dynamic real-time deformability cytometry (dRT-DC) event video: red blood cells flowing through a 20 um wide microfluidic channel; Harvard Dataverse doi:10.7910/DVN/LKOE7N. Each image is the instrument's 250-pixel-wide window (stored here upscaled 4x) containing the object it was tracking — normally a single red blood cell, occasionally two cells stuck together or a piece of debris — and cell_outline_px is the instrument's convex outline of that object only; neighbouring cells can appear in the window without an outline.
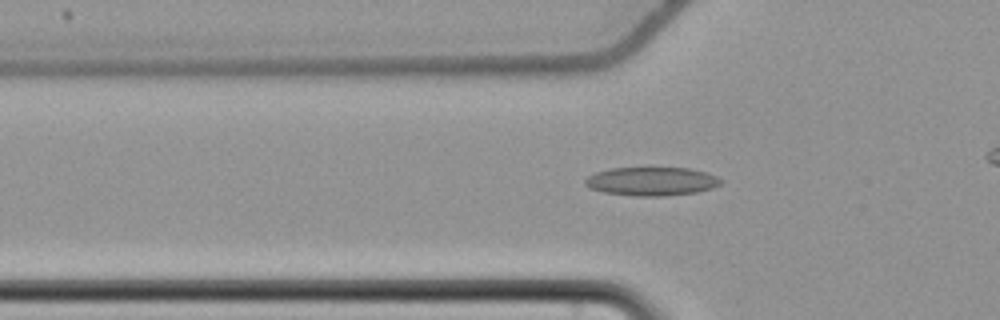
{"species": "common noctule bat (a hibernating species)", "species_latin": "Nyctalus noctula", "temperature_condition": "cold", "stored_images_in_passage": 49, "camera_frame_rate_fps": 3000, "um_per_image_px": 0.085, "animal": {"sex": "female", "body_mass_g": 22.7, "forearm_length_mm": 54.2}, "frame": {"image": 1, "passage_image": 19, "time_ms": 6.0, "image_size_px": [1000, 320], "cell_outline_px": [[724, 180], [720, 184], [712, 188], [696, 192], [664, 196], [636, 196], [604, 192], [588, 188], [584, 184], [584, 180], [588, 176], [596, 172], [612, 168], [688, 168], [704, 172], [716, 176]], "centroid_in_image_um": [55.37, 15.42], "position_along_channel_um": 70.4, "area_um2": 22.54}}
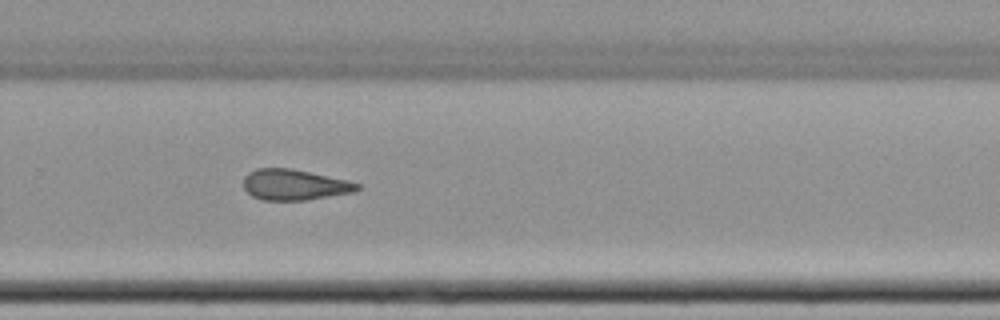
{"frame": {"image": 2, "passage_image": 38, "time_ms": 12.333, "image_size_px": [1000, 320], "cell_outline_px": [[360, 188], [356, 192], [304, 200], [260, 200], [252, 196], [244, 188], [244, 176], [248, 172], [256, 168], [292, 168], [348, 180], [360, 184]], "centroid_in_image_um": [25.03, 15.7], "position_along_channel_um": 304.8, "area_um2": 20.52}}
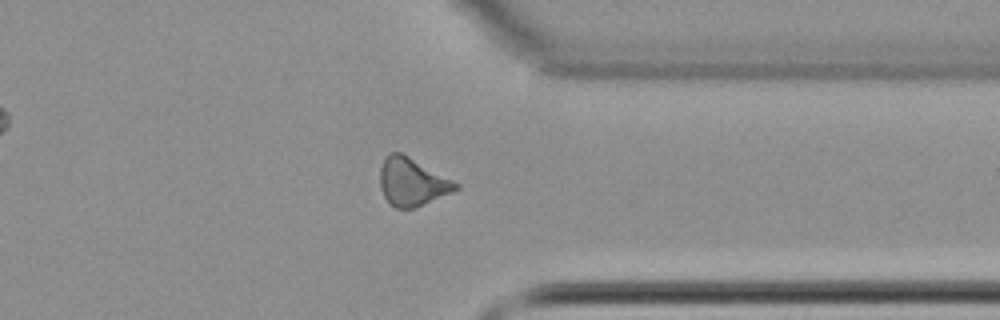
{"frame": {"image": 3, "passage_image": 44, "time_ms": 14.333, "image_size_px": [1000, 320], "cell_outline_px": [[460, 188], [452, 192], [412, 208], [396, 208], [388, 204], [380, 188], [380, 168], [384, 160], [392, 152], [400, 152], [408, 156], [460, 184]], "centroid_in_image_um": [35.01, 15.48], "position_along_channel_um": 376.4, "area_um2": 20.75}, "authors_computed_cell_mechanics": {"area_um2": 21.5016, "velocity_mm_per_s": 3.7172, "shape_relaxation_time_tau1_ms": 8.4177, "shape_relaxation_time_tau2_ms": 6.9451, "deformation_change_tau1": 0.1228, "deformation_change_tau2": 0.1572}}